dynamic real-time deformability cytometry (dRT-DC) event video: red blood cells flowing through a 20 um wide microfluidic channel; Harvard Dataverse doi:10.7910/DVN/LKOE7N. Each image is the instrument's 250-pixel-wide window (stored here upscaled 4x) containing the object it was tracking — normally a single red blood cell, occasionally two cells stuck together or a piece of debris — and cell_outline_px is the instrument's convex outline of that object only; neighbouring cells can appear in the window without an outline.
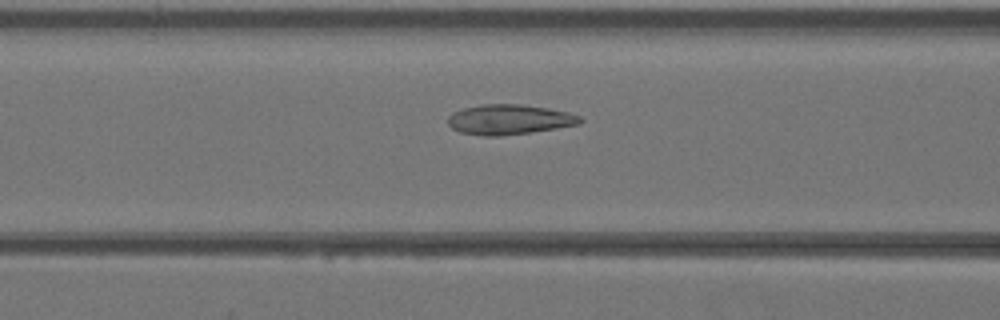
{"species": "Egyptian fruit bat (a non-hibernating species)", "species_latin": "Rousettus aegyptiacus", "temperature_condition": "warm", "stored_images_in_passage": 40, "camera_frame_rate_fps": 3000, "um_per_image_px": 0.085, "animal": {"sex": "female"}, "frame": {"image": 1, "passage_image": 16, "time_ms": 5.0, "image_size_px": [1000, 320], "cell_outline_px": [[584, 120], [580, 124], [556, 128], [528, 132], [496, 136], [484, 136], [460, 132], [452, 128], [448, 124], [448, 116], [452, 112], [464, 108], [484, 104], [520, 104], [548, 108], [568, 112], [580, 116]], "centroid_in_image_um": [43.28, 10.15], "position_along_channel_um": 123.3, "area_um2": 23.0}}
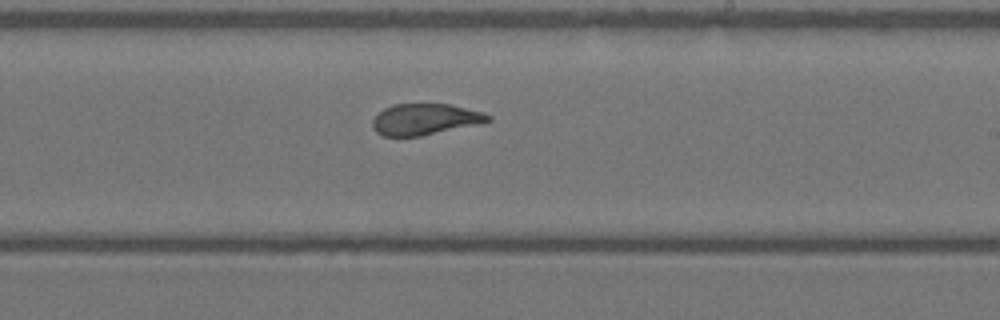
{"frame": {"image": 2, "passage_image": 24, "time_ms": 7.667, "image_size_px": [1000, 320], "cell_outline_px": [[492, 120], [476, 124], [420, 136], [384, 136], [376, 132], [372, 128], [372, 120], [384, 108], [392, 104], [448, 104], [484, 112], [492, 116]], "centroid_in_image_um": [36.1, 10.13], "position_along_channel_um": 252.9, "area_um2": 20.81}}
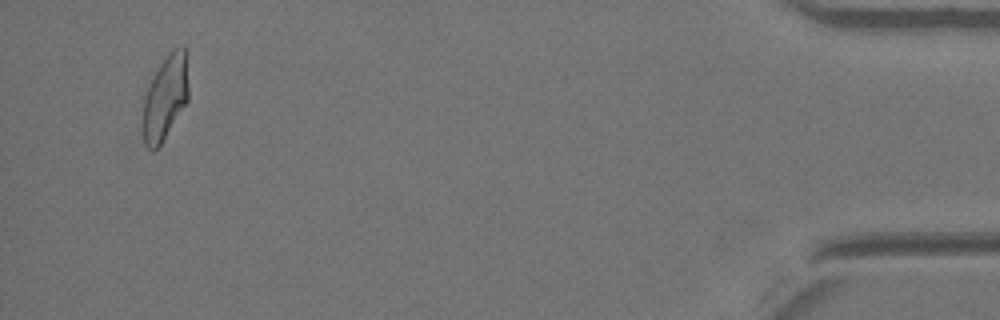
{"frame": {"image": 3, "passage_image": 39, "time_ms": 12.667, "image_size_px": [1000, 320], "cell_outline_px": [[188, 100], [160, 144], [152, 152], [144, 144], [144, 96], [160, 64], [168, 52], [172, 48], [184, 48], [188, 52]], "centroid_in_image_um": [14.09, 8.23], "position_along_channel_um": 421.1, "area_um2": 22.14}}